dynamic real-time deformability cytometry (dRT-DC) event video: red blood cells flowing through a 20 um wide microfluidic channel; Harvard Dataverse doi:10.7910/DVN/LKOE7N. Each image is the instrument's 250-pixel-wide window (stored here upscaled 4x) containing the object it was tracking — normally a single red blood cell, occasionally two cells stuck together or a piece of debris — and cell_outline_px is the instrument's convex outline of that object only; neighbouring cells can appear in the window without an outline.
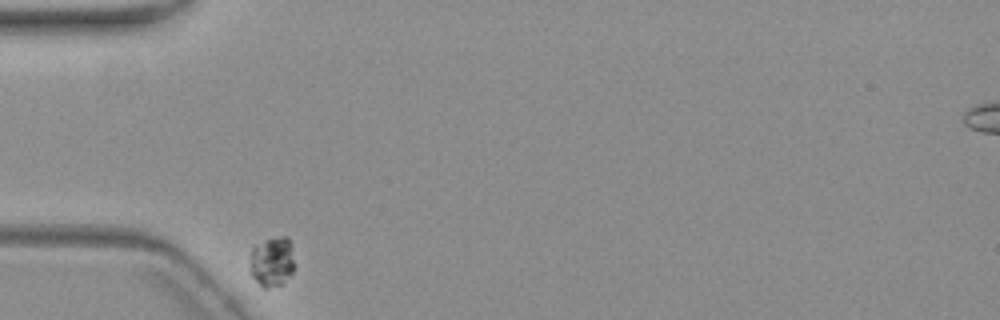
{"species": "common noctule bat (a hibernating species)", "species_latin": "Nyctalus noctula", "temperature_condition": "warm", "stored_images_in_passage": 2, "camera_frame_rate_fps": 3000, "um_per_image_px": 0.085, "animal": {"sex": "female", "body_mass_g": 19.3, "forearm_length_mm": 54.1}, "frame": {"image": 1, "passage_image": 1, "time_ms": 0.0, "image_size_px": [1000, 320], "cell_outline_px": [[292, 276], [280, 284], [268, 288], [264, 288], [252, 276], [252, 248], [256, 244], [264, 240], [280, 236], [284, 236], [292, 244]], "centroid_in_image_um": [23.14, 22.23], "position_along_channel_um": 61.9, "area_um2": 12.54}}